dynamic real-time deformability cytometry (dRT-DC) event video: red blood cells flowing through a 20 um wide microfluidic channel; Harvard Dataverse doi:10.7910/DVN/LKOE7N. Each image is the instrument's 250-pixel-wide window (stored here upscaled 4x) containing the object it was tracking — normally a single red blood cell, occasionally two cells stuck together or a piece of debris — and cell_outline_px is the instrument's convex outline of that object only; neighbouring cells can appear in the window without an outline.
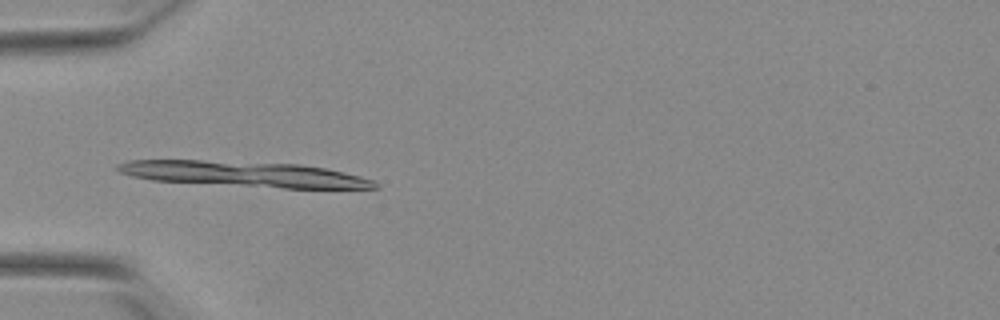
{"species": "Egyptian fruit bat (a non-hibernating species)", "species_latin": "Rousettus aegyptiacus", "temperature_condition": "warm", "stored_images_in_passage": 8, "camera_frame_rate_fps": 3000, "um_per_image_px": 0.085, "animal": {"sex": "female"}, "frame": {"image": 1, "passage_image": 4, "time_ms": 1.0, "image_size_px": [1000, 320], "cell_outline_px": [[380, 188], [284, 188], [152, 180], [132, 176], [116, 172], [116, 164], [128, 160], [200, 160], [300, 164], [324, 168], [344, 172], [360, 176], [372, 180]], "centroid_in_image_um": [20.69, 14.79], "position_along_channel_um": 64.3, "area_um2": 37.86}}